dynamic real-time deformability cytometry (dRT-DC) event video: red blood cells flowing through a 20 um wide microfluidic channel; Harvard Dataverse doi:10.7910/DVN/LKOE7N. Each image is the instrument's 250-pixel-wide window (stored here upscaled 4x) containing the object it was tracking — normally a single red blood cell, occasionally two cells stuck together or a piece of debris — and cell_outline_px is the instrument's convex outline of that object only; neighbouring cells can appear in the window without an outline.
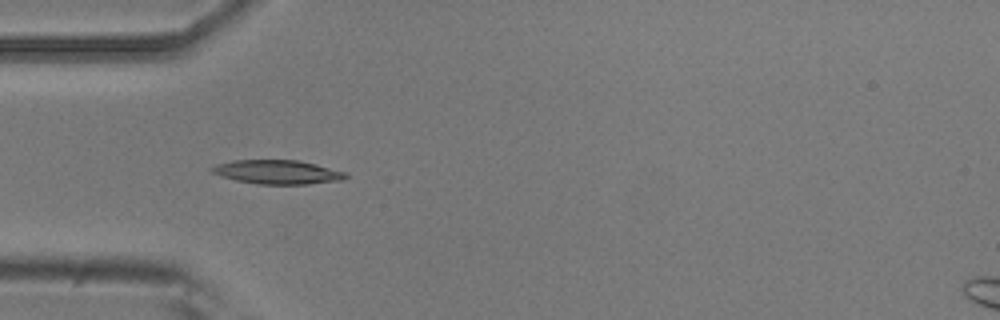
{"species": "common noctule bat (a hibernating species)", "species_latin": "Nyctalus noctula", "temperature_condition": "room temperature", "stored_images_in_passage": 5, "camera_frame_rate_fps": 3000, "um_per_image_px": 0.085, "animal": {"sex": "male", "body_mass_g": 20.5, "forearm_length_mm": 52.5}, "frame": {"image": 1, "passage_image": 5, "time_ms": 1.333, "image_size_px": [1000, 320], "cell_outline_px": [[348, 176], [344, 180], [308, 184], [256, 184], [236, 180], [220, 176], [212, 172], [208, 168], [216, 164], [232, 160], [296, 160], [316, 164], [348, 172]], "centroid_in_image_um": [23.59, 14.62], "position_along_channel_um": 61.4, "area_um2": 18.9}}